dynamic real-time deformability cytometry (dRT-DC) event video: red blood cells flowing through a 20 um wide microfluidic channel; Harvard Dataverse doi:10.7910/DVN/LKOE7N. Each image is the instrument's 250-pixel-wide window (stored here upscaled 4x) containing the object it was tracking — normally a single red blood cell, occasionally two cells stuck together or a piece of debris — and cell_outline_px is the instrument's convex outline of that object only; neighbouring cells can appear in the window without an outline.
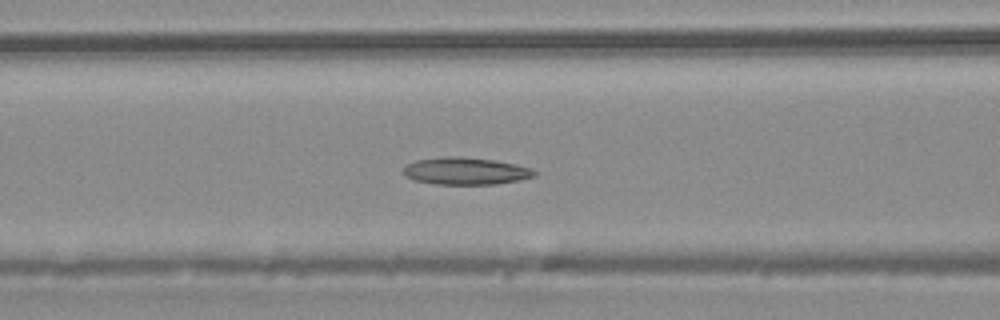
{"species": "common noctule bat (a hibernating species)", "species_latin": "Nyctalus noctula", "temperature_condition": "warm", "stored_images_in_passage": 46, "camera_frame_rate_fps": 3000, "um_per_image_px": 0.085, "animal": {"sex": "male", "body_mass_g": 20.4}, "frame": {"image": 1, "passage_image": 18, "time_ms": 5.667, "image_size_px": [1000, 320], "cell_outline_px": [[536, 176], [520, 180], [496, 184], [432, 184], [416, 180], [404, 176], [404, 168], [408, 164], [416, 160], [444, 156], [460, 156], [492, 160], [516, 164], [532, 168], [536, 172]], "centroid_in_image_um": [39.6, 14.54], "position_along_channel_um": 127.0, "area_um2": 20.81}}
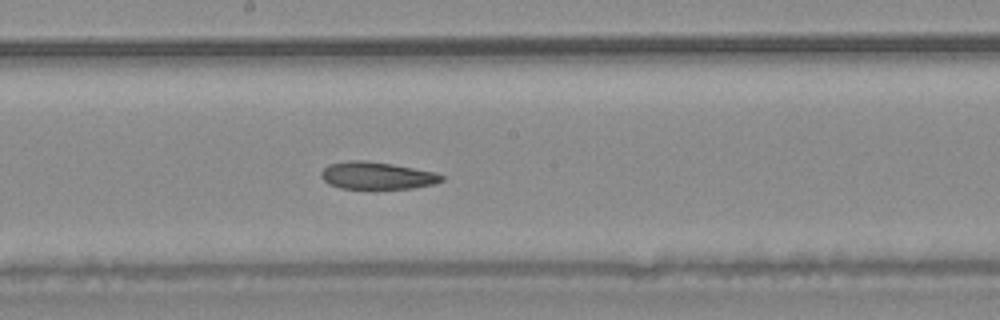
{"frame": {"image": 2, "passage_image": 24, "time_ms": 7.667, "image_size_px": [1000, 320], "cell_outline_px": [[444, 180], [432, 184], [412, 188], [376, 192], [340, 188], [328, 184], [320, 176], [320, 172], [328, 164], [352, 160], [364, 160], [392, 164], [436, 172], [444, 176]], "centroid_in_image_um": [32.02, 14.98], "position_along_channel_um": 216.2, "area_um2": 20.11}}
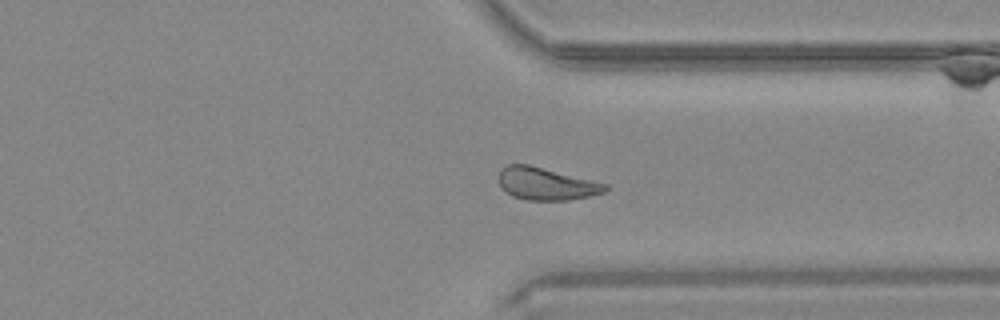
{"frame": {"image": 3, "passage_image": 34, "time_ms": 11.0, "image_size_px": [1000, 320], "cell_outline_px": [[608, 188], [604, 192], [588, 196], [568, 200], [528, 200], [512, 196], [500, 184], [500, 168], [504, 164], [528, 164], [608, 184]], "centroid_in_image_um": [46.42, 15.61], "position_along_channel_um": 365.0, "area_um2": 19.88}}